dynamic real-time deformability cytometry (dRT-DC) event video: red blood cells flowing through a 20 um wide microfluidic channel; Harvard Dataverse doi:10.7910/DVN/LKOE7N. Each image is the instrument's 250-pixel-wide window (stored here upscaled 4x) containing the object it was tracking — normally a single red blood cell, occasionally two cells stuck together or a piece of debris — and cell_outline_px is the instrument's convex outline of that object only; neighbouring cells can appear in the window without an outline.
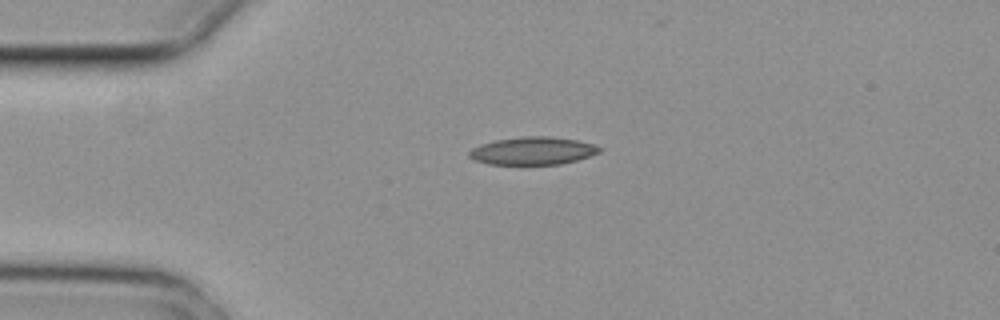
{"species": "common noctule bat (a hibernating species)", "species_latin": "Nyctalus noctula", "temperature_condition": "cold", "stored_images_in_passage": 3, "camera_frame_rate_fps": 3000, "um_per_image_px": 0.085, "animal": {"sex": "female", "body_mass_g": 29.2, "forearm_length_mm": 56.3}, "frame": {"image": 1, "passage_image": 1, "time_ms": 0.0, "image_size_px": [1000, 320], "cell_outline_px": [[600, 152], [576, 160], [560, 164], [488, 164], [476, 160], [468, 156], [468, 152], [472, 148], [480, 144], [496, 140], [524, 136], [552, 136], [576, 140], [592, 144], [600, 148]], "centroid_in_image_um": [45.25, 12.81], "position_along_channel_um": 39.8, "area_um2": 20.87}}
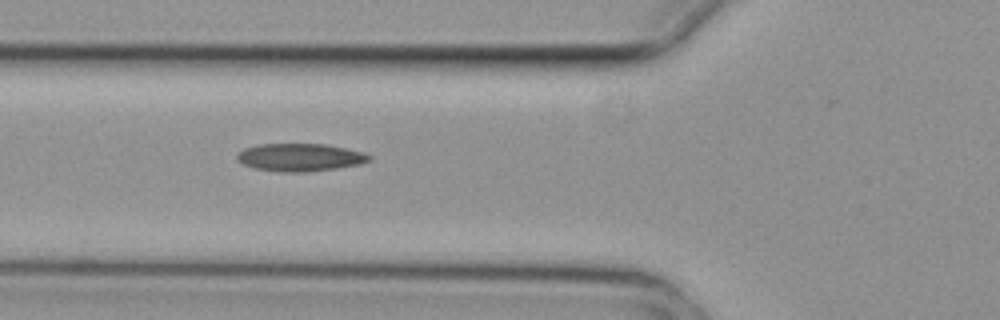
{"frame": {"image": 2, "passage_image": 3, "time_ms": 0.667, "image_size_px": [1000, 320], "cell_outline_px": [[372, 156], [368, 160], [360, 164], [336, 168], [308, 172], [280, 172], [252, 168], [236, 160], [236, 156], [244, 148], [260, 144], [324, 144], [364, 152]], "centroid_in_image_um": [25.47, 13.38], "position_along_channel_um": 100.3, "area_um2": 21.33}}